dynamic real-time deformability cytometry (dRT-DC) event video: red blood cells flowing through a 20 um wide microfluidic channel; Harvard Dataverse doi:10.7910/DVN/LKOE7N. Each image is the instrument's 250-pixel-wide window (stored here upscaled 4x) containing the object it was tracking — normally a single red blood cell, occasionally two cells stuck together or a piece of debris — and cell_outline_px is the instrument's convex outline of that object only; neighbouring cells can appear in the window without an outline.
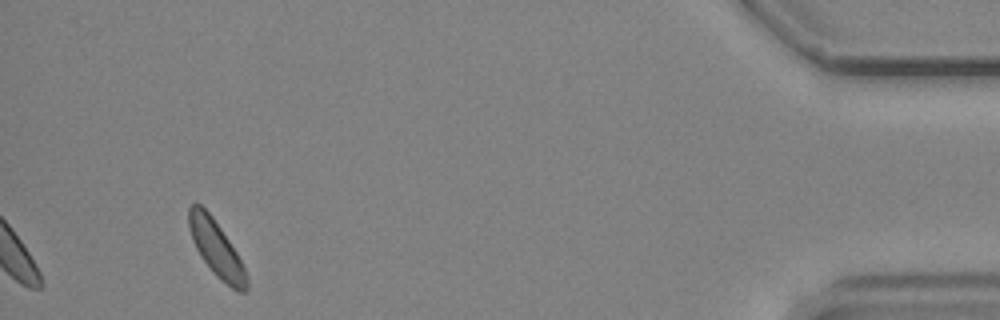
{"species": "common noctule bat (a hibernating species)", "species_latin": "Nyctalus noctula", "temperature_condition": "cold", "stored_images_in_passage": 46, "camera_frame_rate_fps": 3000, "um_per_image_px": 0.085, "animal": {"sex": "male", "body_mass_g": 19.2, "forearm_length_mm": 51.8}, "frame": {"image": 1, "passage_image": 46, "time_ms": 15.0, "image_size_px": [1000, 320], "cell_outline_px": [[248, 288], [244, 292], [240, 292], [232, 288], [220, 280], [212, 272], [200, 256], [192, 240], [188, 228], [188, 208], [192, 204], [200, 204], [212, 216], [236, 252], [244, 268], [248, 280]], "centroid_in_image_um": [18.36, 21.14], "position_along_channel_um": 416.8, "area_um2": 18.67}}